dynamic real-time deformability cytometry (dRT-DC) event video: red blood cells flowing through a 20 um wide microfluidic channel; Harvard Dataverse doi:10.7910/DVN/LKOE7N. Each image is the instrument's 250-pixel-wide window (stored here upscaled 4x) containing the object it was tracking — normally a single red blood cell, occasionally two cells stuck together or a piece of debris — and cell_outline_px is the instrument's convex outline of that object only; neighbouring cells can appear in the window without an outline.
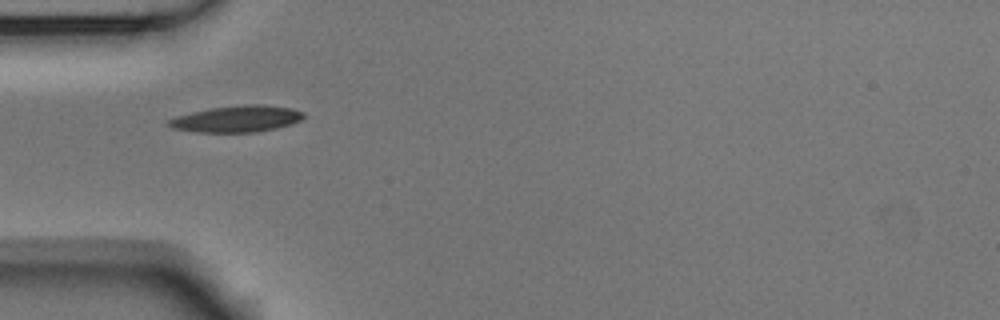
{"species": "Egyptian fruit bat (a non-hibernating species)", "species_latin": "Rousettus aegyptiacus", "temperature_condition": "room temperature", "stored_images_in_passage": 2, "camera_frame_rate_fps": 3000, "um_per_image_px": 0.085, "animal": {"sex": "male"}, "frame": {"image": 1, "passage_image": 1, "time_ms": 0.0, "image_size_px": [1000, 320], "cell_outline_px": [[304, 116], [300, 120], [276, 128], [256, 132], [196, 132], [172, 128], [164, 124], [168, 120], [176, 116], [192, 112], [212, 108], [248, 104], [260, 104], [292, 108], [304, 112]], "centroid_in_image_um": [20.09, 10.1], "position_along_channel_um": 64.9, "area_um2": 20.69}}
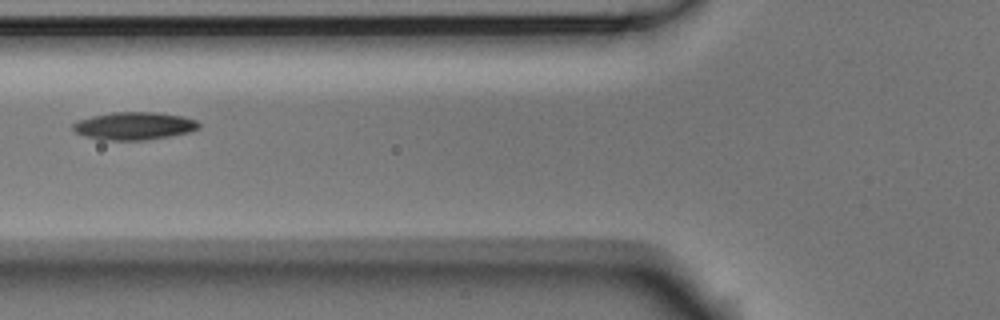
{"frame": {"image": 2, "passage_image": 2, "time_ms": 0.333, "image_size_px": [1000, 320], "cell_outline_px": [[200, 128], [188, 132], [168, 136], [144, 140], [104, 140], [84, 136], [76, 132], [72, 128], [72, 124], [80, 120], [92, 116], [112, 112], [156, 112], [184, 116], [196, 120], [200, 124]], "centroid_in_image_um": [11.41, 10.69], "position_along_channel_um": 114.4, "area_um2": 20.29}}